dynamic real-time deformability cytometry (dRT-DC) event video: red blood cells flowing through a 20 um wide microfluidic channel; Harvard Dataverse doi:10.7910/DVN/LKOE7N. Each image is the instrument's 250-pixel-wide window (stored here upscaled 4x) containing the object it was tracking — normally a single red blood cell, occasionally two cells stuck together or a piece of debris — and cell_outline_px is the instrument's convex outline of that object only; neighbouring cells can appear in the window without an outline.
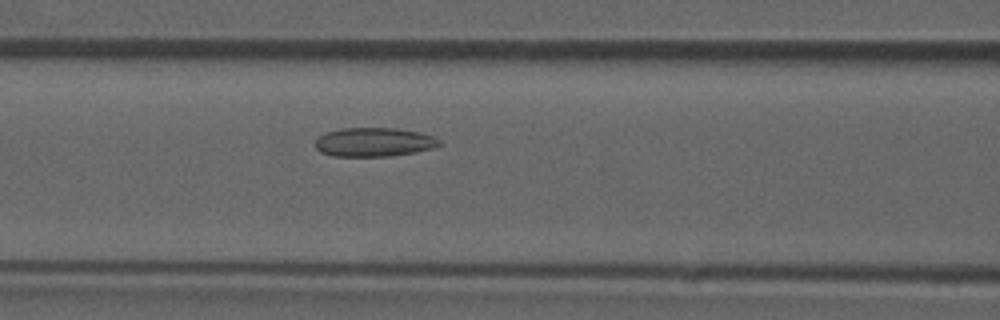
{"species": "common noctule bat (a hibernating species)", "species_latin": "Nyctalus noctula", "temperature_condition": "room temperature", "stored_images_in_passage": 34, "camera_frame_rate_fps": 3000, "um_per_image_px": 0.085, "animal": {"sex": "male", "forearm_length_mm": 52.5}, "frame": {"image": 1, "passage_image": 6, "time_ms": 1.667, "image_size_px": [1000, 320], "cell_outline_px": [[444, 144], [432, 148], [416, 152], [388, 156], [332, 156], [320, 152], [316, 148], [316, 140], [324, 132], [340, 128], [396, 128], [420, 132], [432, 136], [440, 140]], "centroid_in_image_um": [31.79, 12.07], "position_along_channel_um": 134.8, "area_um2": 21.04}, "authors_computed_cell_mechanics": {"area_um2": 21.0103, "velocity_mm_per_s": 3.8109, "shape_relaxation_time_tau1_ms": null, "shape_relaxation_time_tau2_ms": 2.6171, "deformation_change_tau1": null, "deformation_change_tau2": 0.0772}}